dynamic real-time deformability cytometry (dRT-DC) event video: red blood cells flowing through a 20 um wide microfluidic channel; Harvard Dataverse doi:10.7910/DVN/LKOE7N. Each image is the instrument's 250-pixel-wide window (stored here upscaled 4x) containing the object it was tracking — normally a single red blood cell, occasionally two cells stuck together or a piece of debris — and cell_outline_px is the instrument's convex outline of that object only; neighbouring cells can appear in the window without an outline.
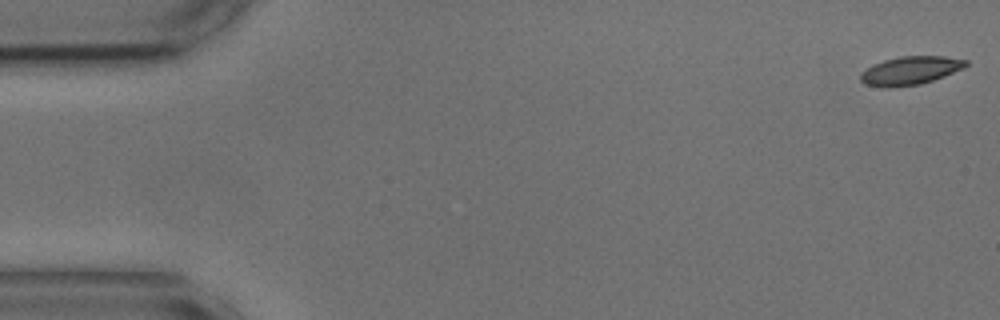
{"species": "common noctule bat (a hibernating species)", "species_latin": "Nyctalus noctula", "temperature_condition": "cold", "stored_images_in_passage": 54, "camera_frame_rate_fps": 3000, "um_per_image_px": 0.085, "animal": {"sex": "male", "body_mass_g": 17.9, "forearm_length_mm": 54.2}, "frame": {"image": 1, "passage_image": 1, "time_ms": 0.0, "image_size_px": [1000, 320], "cell_outline_px": [[968, 64], [964, 68], [944, 76], [920, 84], [888, 88], [884, 88], [864, 84], [860, 80], [860, 72], [872, 64], [884, 60], [900, 56], [944, 56], [968, 60]], "centroid_in_image_um": [77.34, 6.0], "position_along_channel_um": 7.7, "area_um2": 17.57}}
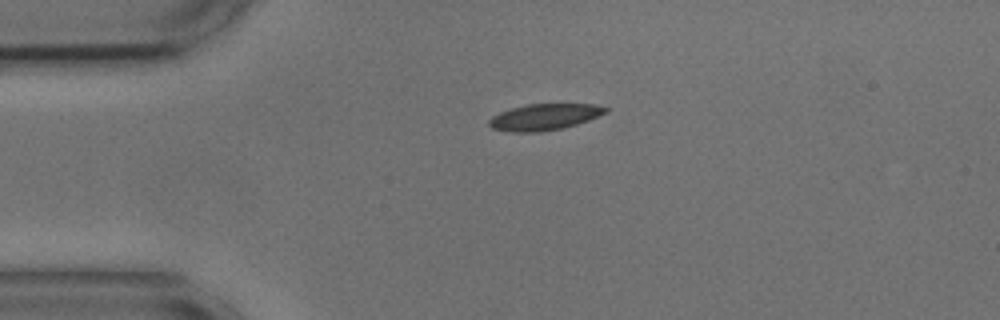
{"frame": {"image": 2, "passage_image": 12, "time_ms": 3.667, "image_size_px": [1000, 320], "cell_outline_px": [[608, 112], [588, 120], [564, 128], [540, 132], [508, 132], [492, 128], [488, 124], [488, 120], [492, 116], [500, 112], [512, 108], [528, 104], [592, 104], [608, 108]], "centroid_in_image_um": [46.25, 9.95], "position_along_channel_um": 38.8, "area_um2": 17.86}}
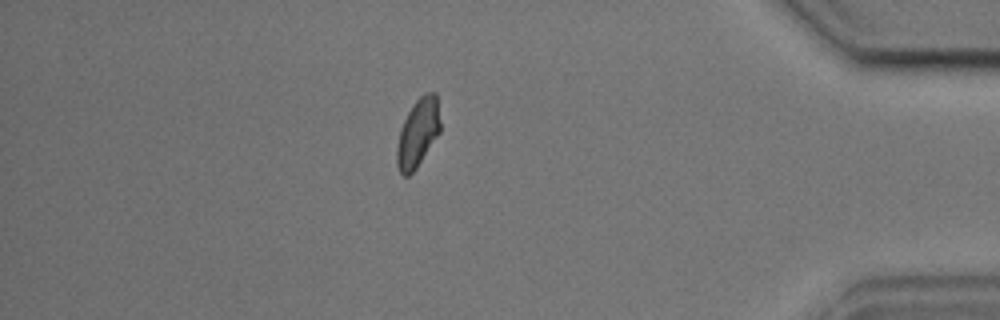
{"frame": {"image": 3, "passage_image": 47, "time_ms": 15.333, "image_size_px": [1000, 320], "cell_outline_px": [[440, 132], [416, 168], [408, 176], [404, 176], [400, 172], [396, 164], [396, 148], [400, 128], [412, 104], [424, 92], [436, 92], [440, 120]], "centroid_in_image_um": [35.51, 11.28], "position_along_channel_um": 399.7, "area_um2": 17.34}, "authors_computed_cell_mechanics": {"area_um2": 17.7157, "velocity_mm_per_s": 3.6534, "shape_relaxation_time_tau1_ms": 3.1014, "shape_relaxation_time_tau2_ms": 2.4877, "deformation_change_tau1": 0.1084, "deformation_change_tau2": 0.0808}}